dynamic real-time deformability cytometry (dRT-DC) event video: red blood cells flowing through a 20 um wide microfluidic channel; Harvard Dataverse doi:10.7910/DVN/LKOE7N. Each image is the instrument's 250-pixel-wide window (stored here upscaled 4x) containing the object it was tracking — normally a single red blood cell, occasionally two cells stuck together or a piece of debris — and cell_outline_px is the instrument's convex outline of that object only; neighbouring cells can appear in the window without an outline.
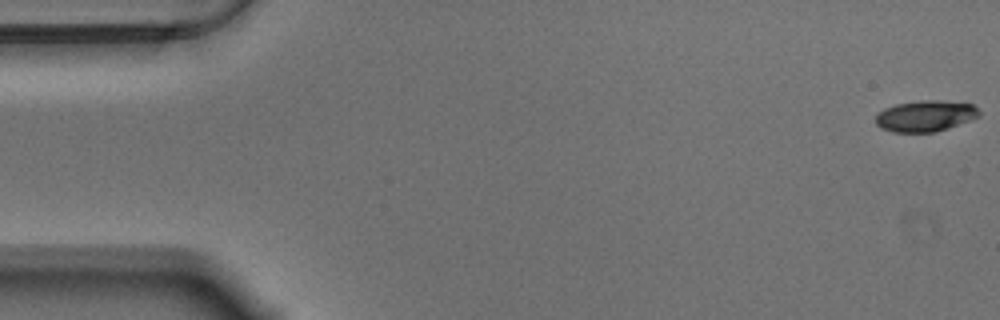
{"species": "Egyptian fruit bat (a non-hibernating species)", "species_latin": "Rousettus aegyptiacus", "temperature_condition": "warm", "stored_images_in_passage": 57, "camera_frame_rate_fps": 3000, "um_per_image_px": 0.085, "animal": {"sex": "male"}, "frame": {"image": 1, "passage_image": 1, "time_ms": 0.0, "image_size_px": [1000, 320], "cell_outline_px": [[980, 116], [936, 132], [892, 132], [880, 128], [876, 124], [876, 116], [884, 108], [896, 104], [924, 100], [940, 100], [972, 104], [980, 112]], "centroid_in_image_um": [78.64, 9.86], "position_along_channel_um": 6.4, "area_um2": 18.61}}
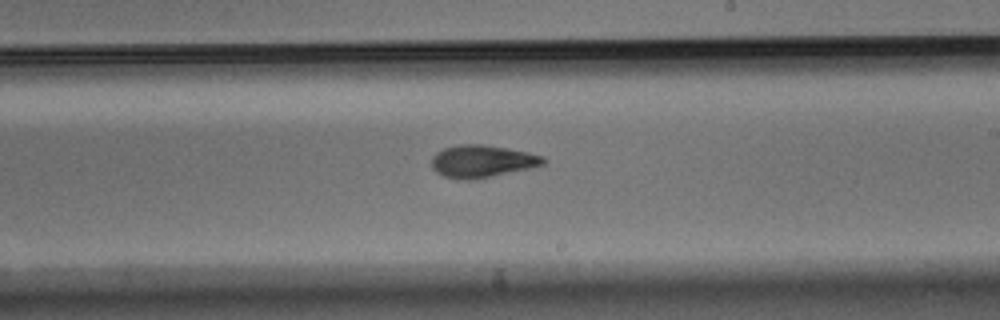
{"frame": {"image": 2, "passage_image": 33, "time_ms": 10.667, "image_size_px": [1000, 320], "cell_outline_px": [[548, 160], [544, 164], [528, 168], [472, 180], [460, 180], [444, 176], [436, 172], [432, 168], [432, 156], [436, 152], [444, 148], [460, 144], [480, 144], [508, 148], [528, 152], [544, 156]], "centroid_in_image_um": [40.96, 13.7], "position_along_channel_um": 248.0, "area_um2": 21.04}}
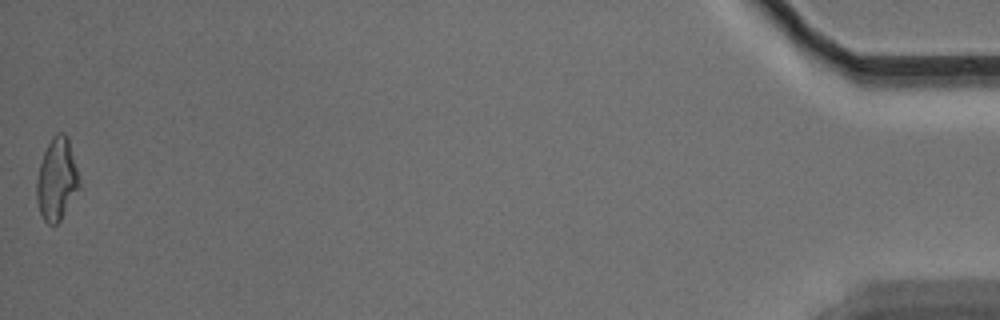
{"frame": {"image": 3, "passage_image": 57, "time_ms": 18.667, "image_size_px": [1000, 320], "cell_outline_px": [[80, 188], [60, 220], [56, 224], [48, 224], [44, 220], [40, 212], [36, 200], [36, 180], [40, 164], [44, 152], [52, 136], [56, 132], [64, 132], [68, 136], [80, 176]], "centroid_in_image_um": [4.84, 15.21], "position_along_channel_um": 430.4, "area_um2": 20.69}, "authors_computed_cell_mechanics": {"area_um2": 20.1722, "velocity_mm_per_s": 3.5409, "shape_relaxation_time_tau1_ms": 4.5125, "shape_relaxation_time_tau2_ms": 3.0659, "deformation_change_tau1": 0.1657, "deformation_change_tau2": 0.1063}}